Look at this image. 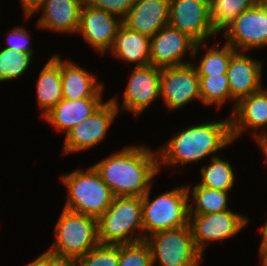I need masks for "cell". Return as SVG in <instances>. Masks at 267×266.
Masks as SVG:
<instances>
[{"instance_id":"1","label":"cell","mask_w":267,"mask_h":266,"mask_svg":"<svg viewBox=\"0 0 267 266\" xmlns=\"http://www.w3.org/2000/svg\"><path fill=\"white\" fill-rule=\"evenodd\" d=\"M92 166L115 197H142L159 172L158 152L125 146Z\"/></svg>"},{"instance_id":"2","label":"cell","mask_w":267,"mask_h":266,"mask_svg":"<svg viewBox=\"0 0 267 266\" xmlns=\"http://www.w3.org/2000/svg\"><path fill=\"white\" fill-rule=\"evenodd\" d=\"M231 118L190 126L164 143L158 152L159 171L162 165H186L206 158L232 143ZM212 154V155H211Z\"/></svg>"},{"instance_id":"3","label":"cell","mask_w":267,"mask_h":266,"mask_svg":"<svg viewBox=\"0 0 267 266\" xmlns=\"http://www.w3.org/2000/svg\"><path fill=\"white\" fill-rule=\"evenodd\" d=\"M142 231L143 234L135 231ZM100 244H133L144 241L141 197H114L98 219Z\"/></svg>"},{"instance_id":"4","label":"cell","mask_w":267,"mask_h":266,"mask_svg":"<svg viewBox=\"0 0 267 266\" xmlns=\"http://www.w3.org/2000/svg\"><path fill=\"white\" fill-rule=\"evenodd\" d=\"M61 181L69 191L64 208L96 219L105 213L115 197L93 166L86 171L78 169L64 174Z\"/></svg>"},{"instance_id":"5","label":"cell","mask_w":267,"mask_h":266,"mask_svg":"<svg viewBox=\"0 0 267 266\" xmlns=\"http://www.w3.org/2000/svg\"><path fill=\"white\" fill-rule=\"evenodd\" d=\"M150 189L141 197L144 241L160 231L171 230L189 224L190 188L178 186L150 201Z\"/></svg>"},{"instance_id":"6","label":"cell","mask_w":267,"mask_h":266,"mask_svg":"<svg viewBox=\"0 0 267 266\" xmlns=\"http://www.w3.org/2000/svg\"><path fill=\"white\" fill-rule=\"evenodd\" d=\"M99 244L98 219L64 208L55 226V243L48 252L76 260Z\"/></svg>"},{"instance_id":"7","label":"cell","mask_w":267,"mask_h":266,"mask_svg":"<svg viewBox=\"0 0 267 266\" xmlns=\"http://www.w3.org/2000/svg\"><path fill=\"white\" fill-rule=\"evenodd\" d=\"M151 250L152 266H197L204 260L194 245L190 225L156 232L145 239Z\"/></svg>"},{"instance_id":"8","label":"cell","mask_w":267,"mask_h":266,"mask_svg":"<svg viewBox=\"0 0 267 266\" xmlns=\"http://www.w3.org/2000/svg\"><path fill=\"white\" fill-rule=\"evenodd\" d=\"M116 97L107 100L91 116L66 133L63 155L91 149L105 139L109 127L120 111Z\"/></svg>"},{"instance_id":"9","label":"cell","mask_w":267,"mask_h":266,"mask_svg":"<svg viewBox=\"0 0 267 266\" xmlns=\"http://www.w3.org/2000/svg\"><path fill=\"white\" fill-rule=\"evenodd\" d=\"M248 223V218L231 210L189 214L194 245L203 255L209 241H222L233 237Z\"/></svg>"},{"instance_id":"10","label":"cell","mask_w":267,"mask_h":266,"mask_svg":"<svg viewBox=\"0 0 267 266\" xmlns=\"http://www.w3.org/2000/svg\"><path fill=\"white\" fill-rule=\"evenodd\" d=\"M196 43L216 35L210 18V0H170L169 24Z\"/></svg>"},{"instance_id":"11","label":"cell","mask_w":267,"mask_h":266,"mask_svg":"<svg viewBox=\"0 0 267 266\" xmlns=\"http://www.w3.org/2000/svg\"><path fill=\"white\" fill-rule=\"evenodd\" d=\"M202 44L169 25L163 27L150 38V65L166 68L190 64L183 57L190 53V59L194 58Z\"/></svg>"},{"instance_id":"12","label":"cell","mask_w":267,"mask_h":266,"mask_svg":"<svg viewBox=\"0 0 267 266\" xmlns=\"http://www.w3.org/2000/svg\"><path fill=\"white\" fill-rule=\"evenodd\" d=\"M160 97L171 111L201 100L198 72L192 64L161 68Z\"/></svg>"},{"instance_id":"13","label":"cell","mask_w":267,"mask_h":266,"mask_svg":"<svg viewBox=\"0 0 267 266\" xmlns=\"http://www.w3.org/2000/svg\"><path fill=\"white\" fill-rule=\"evenodd\" d=\"M224 31L226 43L236 51L267 46V9L258 3L243 11Z\"/></svg>"},{"instance_id":"14","label":"cell","mask_w":267,"mask_h":266,"mask_svg":"<svg viewBox=\"0 0 267 266\" xmlns=\"http://www.w3.org/2000/svg\"><path fill=\"white\" fill-rule=\"evenodd\" d=\"M122 24L123 20L118 16L83 4L77 33H81L85 42L104 54L111 49Z\"/></svg>"},{"instance_id":"15","label":"cell","mask_w":267,"mask_h":266,"mask_svg":"<svg viewBox=\"0 0 267 266\" xmlns=\"http://www.w3.org/2000/svg\"><path fill=\"white\" fill-rule=\"evenodd\" d=\"M161 68L135 66L124 92L122 107L139 116L160 97Z\"/></svg>"},{"instance_id":"16","label":"cell","mask_w":267,"mask_h":266,"mask_svg":"<svg viewBox=\"0 0 267 266\" xmlns=\"http://www.w3.org/2000/svg\"><path fill=\"white\" fill-rule=\"evenodd\" d=\"M231 118V135L233 141L241 136L242 132L251 128L256 142L267 136V90L263 87L242 98L233 108ZM263 128V133L258 129Z\"/></svg>"},{"instance_id":"17","label":"cell","mask_w":267,"mask_h":266,"mask_svg":"<svg viewBox=\"0 0 267 266\" xmlns=\"http://www.w3.org/2000/svg\"><path fill=\"white\" fill-rule=\"evenodd\" d=\"M262 68L260 61L246 56L241 51H236L231 56L226 74L235 107L242 98L262 88Z\"/></svg>"},{"instance_id":"18","label":"cell","mask_w":267,"mask_h":266,"mask_svg":"<svg viewBox=\"0 0 267 266\" xmlns=\"http://www.w3.org/2000/svg\"><path fill=\"white\" fill-rule=\"evenodd\" d=\"M170 0H136L123 24L148 37L169 24Z\"/></svg>"},{"instance_id":"19","label":"cell","mask_w":267,"mask_h":266,"mask_svg":"<svg viewBox=\"0 0 267 266\" xmlns=\"http://www.w3.org/2000/svg\"><path fill=\"white\" fill-rule=\"evenodd\" d=\"M84 0H45L34 12L42 10L39 28L58 33H77Z\"/></svg>"},{"instance_id":"20","label":"cell","mask_w":267,"mask_h":266,"mask_svg":"<svg viewBox=\"0 0 267 266\" xmlns=\"http://www.w3.org/2000/svg\"><path fill=\"white\" fill-rule=\"evenodd\" d=\"M102 98H83L80 100L62 99L42 118L59 132H69L103 105Z\"/></svg>"},{"instance_id":"21","label":"cell","mask_w":267,"mask_h":266,"mask_svg":"<svg viewBox=\"0 0 267 266\" xmlns=\"http://www.w3.org/2000/svg\"><path fill=\"white\" fill-rule=\"evenodd\" d=\"M63 99L102 98L103 85L96 77L70 60L61 59Z\"/></svg>"},{"instance_id":"22","label":"cell","mask_w":267,"mask_h":266,"mask_svg":"<svg viewBox=\"0 0 267 266\" xmlns=\"http://www.w3.org/2000/svg\"><path fill=\"white\" fill-rule=\"evenodd\" d=\"M113 56L136 63V66L150 64V37L129 29L122 24L110 49Z\"/></svg>"},{"instance_id":"23","label":"cell","mask_w":267,"mask_h":266,"mask_svg":"<svg viewBox=\"0 0 267 266\" xmlns=\"http://www.w3.org/2000/svg\"><path fill=\"white\" fill-rule=\"evenodd\" d=\"M36 89L38 107L43 117L63 99L60 56L54 55L42 68Z\"/></svg>"},{"instance_id":"24","label":"cell","mask_w":267,"mask_h":266,"mask_svg":"<svg viewBox=\"0 0 267 266\" xmlns=\"http://www.w3.org/2000/svg\"><path fill=\"white\" fill-rule=\"evenodd\" d=\"M259 0H210V18L215 33L232 24L245 10L255 7Z\"/></svg>"},{"instance_id":"25","label":"cell","mask_w":267,"mask_h":266,"mask_svg":"<svg viewBox=\"0 0 267 266\" xmlns=\"http://www.w3.org/2000/svg\"><path fill=\"white\" fill-rule=\"evenodd\" d=\"M201 182L198 184L210 189L230 191L235 182V173L229 161L218 156L212 157L208 166L201 168Z\"/></svg>"},{"instance_id":"26","label":"cell","mask_w":267,"mask_h":266,"mask_svg":"<svg viewBox=\"0 0 267 266\" xmlns=\"http://www.w3.org/2000/svg\"><path fill=\"white\" fill-rule=\"evenodd\" d=\"M193 203L189 204V214H209L228 209V191L210 189L197 184L192 190Z\"/></svg>"},{"instance_id":"27","label":"cell","mask_w":267,"mask_h":266,"mask_svg":"<svg viewBox=\"0 0 267 266\" xmlns=\"http://www.w3.org/2000/svg\"><path fill=\"white\" fill-rule=\"evenodd\" d=\"M201 102L205 105H217L221 108L223 103L231 99V92L227 74L215 76H199Z\"/></svg>"},{"instance_id":"28","label":"cell","mask_w":267,"mask_h":266,"mask_svg":"<svg viewBox=\"0 0 267 266\" xmlns=\"http://www.w3.org/2000/svg\"><path fill=\"white\" fill-rule=\"evenodd\" d=\"M236 50L225 43L222 48L218 49L217 45L209 47L200 63L196 66L198 76H215L226 74L231 56Z\"/></svg>"},{"instance_id":"29","label":"cell","mask_w":267,"mask_h":266,"mask_svg":"<svg viewBox=\"0 0 267 266\" xmlns=\"http://www.w3.org/2000/svg\"><path fill=\"white\" fill-rule=\"evenodd\" d=\"M32 55L3 48L0 50V82L20 77L31 64Z\"/></svg>"},{"instance_id":"30","label":"cell","mask_w":267,"mask_h":266,"mask_svg":"<svg viewBox=\"0 0 267 266\" xmlns=\"http://www.w3.org/2000/svg\"><path fill=\"white\" fill-rule=\"evenodd\" d=\"M119 244H99L76 259V266H118Z\"/></svg>"},{"instance_id":"31","label":"cell","mask_w":267,"mask_h":266,"mask_svg":"<svg viewBox=\"0 0 267 266\" xmlns=\"http://www.w3.org/2000/svg\"><path fill=\"white\" fill-rule=\"evenodd\" d=\"M118 266H152L149 245L145 241L119 244Z\"/></svg>"},{"instance_id":"32","label":"cell","mask_w":267,"mask_h":266,"mask_svg":"<svg viewBox=\"0 0 267 266\" xmlns=\"http://www.w3.org/2000/svg\"><path fill=\"white\" fill-rule=\"evenodd\" d=\"M135 1L136 0H84V4L102 9L123 20Z\"/></svg>"},{"instance_id":"33","label":"cell","mask_w":267,"mask_h":266,"mask_svg":"<svg viewBox=\"0 0 267 266\" xmlns=\"http://www.w3.org/2000/svg\"><path fill=\"white\" fill-rule=\"evenodd\" d=\"M30 38L31 36L26 28L17 26L9 32L7 37L8 46L5 48L33 55V50L28 45Z\"/></svg>"},{"instance_id":"34","label":"cell","mask_w":267,"mask_h":266,"mask_svg":"<svg viewBox=\"0 0 267 266\" xmlns=\"http://www.w3.org/2000/svg\"><path fill=\"white\" fill-rule=\"evenodd\" d=\"M48 266H76L73 258L60 257L48 252Z\"/></svg>"},{"instance_id":"35","label":"cell","mask_w":267,"mask_h":266,"mask_svg":"<svg viewBox=\"0 0 267 266\" xmlns=\"http://www.w3.org/2000/svg\"><path fill=\"white\" fill-rule=\"evenodd\" d=\"M45 0H21L25 18H29Z\"/></svg>"},{"instance_id":"36","label":"cell","mask_w":267,"mask_h":266,"mask_svg":"<svg viewBox=\"0 0 267 266\" xmlns=\"http://www.w3.org/2000/svg\"><path fill=\"white\" fill-rule=\"evenodd\" d=\"M26 266H48V251L41 254L39 257Z\"/></svg>"},{"instance_id":"37","label":"cell","mask_w":267,"mask_h":266,"mask_svg":"<svg viewBox=\"0 0 267 266\" xmlns=\"http://www.w3.org/2000/svg\"><path fill=\"white\" fill-rule=\"evenodd\" d=\"M260 233H262V240L260 243L259 251L267 244V219L263 227H261Z\"/></svg>"},{"instance_id":"38","label":"cell","mask_w":267,"mask_h":266,"mask_svg":"<svg viewBox=\"0 0 267 266\" xmlns=\"http://www.w3.org/2000/svg\"><path fill=\"white\" fill-rule=\"evenodd\" d=\"M257 143L259 144L262 152L264 153V155L266 157L265 159H266V162H267V136H264L261 139H259L257 141Z\"/></svg>"},{"instance_id":"39","label":"cell","mask_w":267,"mask_h":266,"mask_svg":"<svg viewBox=\"0 0 267 266\" xmlns=\"http://www.w3.org/2000/svg\"><path fill=\"white\" fill-rule=\"evenodd\" d=\"M259 254L262 264H267V244L260 250Z\"/></svg>"},{"instance_id":"40","label":"cell","mask_w":267,"mask_h":266,"mask_svg":"<svg viewBox=\"0 0 267 266\" xmlns=\"http://www.w3.org/2000/svg\"><path fill=\"white\" fill-rule=\"evenodd\" d=\"M259 3L267 9V0H259Z\"/></svg>"}]
</instances>
